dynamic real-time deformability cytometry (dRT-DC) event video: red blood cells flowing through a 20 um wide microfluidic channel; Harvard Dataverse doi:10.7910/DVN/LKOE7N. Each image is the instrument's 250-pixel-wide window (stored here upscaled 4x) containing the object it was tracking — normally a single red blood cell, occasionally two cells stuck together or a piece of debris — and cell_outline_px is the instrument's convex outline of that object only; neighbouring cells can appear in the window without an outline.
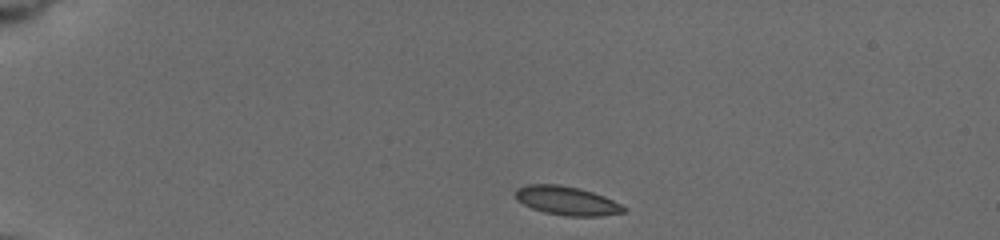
{"species": "common noctule bat (a hibernating species)", "species_latin": "Nyctalus noctula", "temperature_condition": "cold", "stored_images_in_passage": 12, "camera_frame_rate_fps": 3000, "um_per_image_px": 0.085, "animal": {"sex": "female", "body_mass_g": 19.5, "forearm_length_mm": 54.1}, "frame": {"image": 1, "passage_image": 1, "time_ms": 0.0, "image_size_px": [1000, 240], "cell_outline_px": [[628, 208], [624, 212], [600, 216], [564, 216], [544, 212], [532, 208], [516, 200], [516, 188], [528, 184], [560, 184], [580, 188], [604, 196]], "centroid_in_image_um": [48.17, 17.06], "position_along_channel_um": 36.8, "area_um2": 18.21}}
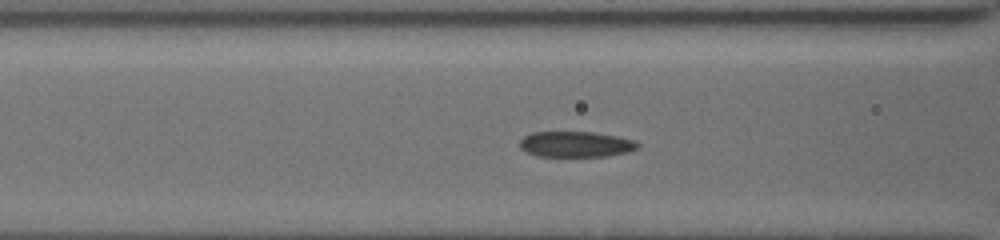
{"frame": {"image": 2, "passage_image": 9, "time_ms": 4.0, "image_size_px": [1000, 240], "cell_outline_px": [[640, 148], [628, 152], [608, 156], [536, 156], [520, 148], [520, 140], [524, 136], [532, 132], [596, 132], [636, 140], [640, 144]], "centroid_in_image_um": [48.99, 12.26], "position_along_channel_um": 117.6, "area_um2": 17.8}}
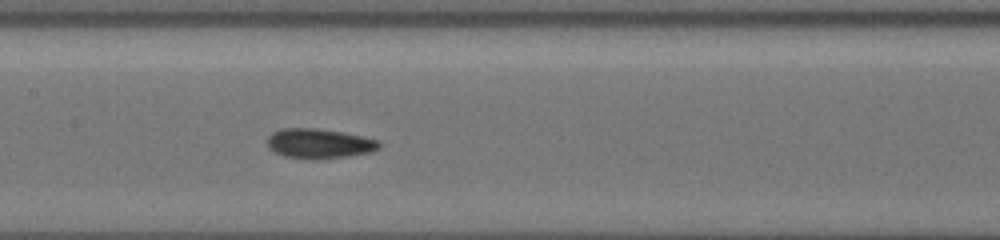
{"frame": {"image": 3, "passage_image": 12, "time_ms": 5.667, "image_size_px": [1000, 240], "cell_outline_px": [[380, 148], [372, 152], [348, 156], [312, 160], [284, 156], [268, 148], [268, 136], [272, 132], [280, 128], [316, 128], [344, 132], [364, 136], [380, 140]], "centroid_in_image_um": [27.15, 12.2], "position_along_channel_um": 180.2, "area_um2": 19.71}}